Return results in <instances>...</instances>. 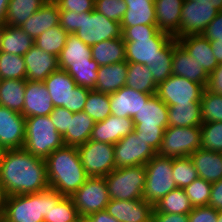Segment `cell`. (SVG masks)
I'll list each match as a JSON object with an SVG mask.
<instances>
[{
  "label": "cell",
  "mask_w": 222,
  "mask_h": 222,
  "mask_svg": "<svg viewBox=\"0 0 222 222\" xmlns=\"http://www.w3.org/2000/svg\"><path fill=\"white\" fill-rule=\"evenodd\" d=\"M26 80L3 79L0 82V106L23 112Z\"/></svg>",
  "instance_id": "cell-34"
},
{
  "label": "cell",
  "mask_w": 222,
  "mask_h": 222,
  "mask_svg": "<svg viewBox=\"0 0 222 222\" xmlns=\"http://www.w3.org/2000/svg\"><path fill=\"white\" fill-rule=\"evenodd\" d=\"M77 149L81 163L89 177H105L116 168L113 144L89 139Z\"/></svg>",
  "instance_id": "cell-12"
},
{
  "label": "cell",
  "mask_w": 222,
  "mask_h": 222,
  "mask_svg": "<svg viewBox=\"0 0 222 222\" xmlns=\"http://www.w3.org/2000/svg\"><path fill=\"white\" fill-rule=\"evenodd\" d=\"M193 209L183 188L170 191L154 206V212L189 214Z\"/></svg>",
  "instance_id": "cell-39"
},
{
  "label": "cell",
  "mask_w": 222,
  "mask_h": 222,
  "mask_svg": "<svg viewBox=\"0 0 222 222\" xmlns=\"http://www.w3.org/2000/svg\"><path fill=\"white\" fill-rule=\"evenodd\" d=\"M98 69V63L92 60L90 64L70 65L65 71L77 85L94 90L98 79Z\"/></svg>",
  "instance_id": "cell-44"
},
{
  "label": "cell",
  "mask_w": 222,
  "mask_h": 222,
  "mask_svg": "<svg viewBox=\"0 0 222 222\" xmlns=\"http://www.w3.org/2000/svg\"><path fill=\"white\" fill-rule=\"evenodd\" d=\"M92 60L91 47L75 34H68L66 44L58 56L59 69L65 70L70 65L90 64Z\"/></svg>",
  "instance_id": "cell-29"
},
{
  "label": "cell",
  "mask_w": 222,
  "mask_h": 222,
  "mask_svg": "<svg viewBox=\"0 0 222 222\" xmlns=\"http://www.w3.org/2000/svg\"><path fill=\"white\" fill-rule=\"evenodd\" d=\"M127 62L99 66L95 91L111 94L126 85Z\"/></svg>",
  "instance_id": "cell-28"
},
{
  "label": "cell",
  "mask_w": 222,
  "mask_h": 222,
  "mask_svg": "<svg viewBox=\"0 0 222 222\" xmlns=\"http://www.w3.org/2000/svg\"><path fill=\"white\" fill-rule=\"evenodd\" d=\"M68 33L60 26L51 27L35 40V45L43 51L59 56L66 44Z\"/></svg>",
  "instance_id": "cell-40"
},
{
  "label": "cell",
  "mask_w": 222,
  "mask_h": 222,
  "mask_svg": "<svg viewBox=\"0 0 222 222\" xmlns=\"http://www.w3.org/2000/svg\"><path fill=\"white\" fill-rule=\"evenodd\" d=\"M54 110L48 89L43 81L26 80L24 106L21 113L25 118L33 116H47Z\"/></svg>",
  "instance_id": "cell-20"
},
{
  "label": "cell",
  "mask_w": 222,
  "mask_h": 222,
  "mask_svg": "<svg viewBox=\"0 0 222 222\" xmlns=\"http://www.w3.org/2000/svg\"><path fill=\"white\" fill-rule=\"evenodd\" d=\"M218 211L211 206L193 207L188 214L189 222H217Z\"/></svg>",
  "instance_id": "cell-52"
},
{
  "label": "cell",
  "mask_w": 222,
  "mask_h": 222,
  "mask_svg": "<svg viewBox=\"0 0 222 222\" xmlns=\"http://www.w3.org/2000/svg\"><path fill=\"white\" fill-rule=\"evenodd\" d=\"M94 124L95 121L84 111L73 113L68 131L63 136L64 144L73 147L83 145L90 139Z\"/></svg>",
  "instance_id": "cell-30"
},
{
  "label": "cell",
  "mask_w": 222,
  "mask_h": 222,
  "mask_svg": "<svg viewBox=\"0 0 222 222\" xmlns=\"http://www.w3.org/2000/svg\"><path fill=\"white\" fill-rule=\"evenodd\" d=\"M200 104L202 123L222 122V95L204 89Z\"/></svg>",
  "instance_id": "cell-46"
},
{
  "label": "cell",
  "mask_w": 222,
  "mask_h": 222,
  "mask_svg": "<svg viewBox=\"0 0 222 222\" xmlns=\"http://www.w3.org/2000/svg\"><path fill=\"white\" fill-rule=\"evenodd\" d=\"M132 119L135 125L133 132L158 153L164 130L168 127V106L155 94Z\"/></svg>",
  "instance_id": "cell-6"
},
{
  "label": "cell",
  "mask_w": 222,
  "mask_h": 222,
  "mask_svg": "<svg viewBox=\"0 0 222 222\" xmlns=\"http://www.w3.org/2000/svg\"><path fill=\"white\" fill-rule=\"evenodd\" d=\"M198 149H201L200 126H168L157 154L171 158L188 157Z\"/></svg>",
  "instance_id": "cell-11"
},
{
  "label": "cell",
  "mask_w": 222,
  "mask_h": 222,
  "mask_svg": "<svg viewBox=\"0 0 222 222\" xmlns=\"http://www.w3.org/2000/svg\"><path fill=\"white\" fill-rule=\"evenodd\" d=\"M5 24H0V44H1V36L3 33V28H4Z\"/></svg>",
  "instance_id": "cell-65"
},
{
  "label": "cell",
  "mask_w": 222,
  "mask_h": 222,
  "mask_svg": "<svg viewBox=\"0 0 222 222\" xmlns=\"http://www.w3.org/2000/svg\"><path fill=\"white\" fill-rule=\"evenodd\" d=\"M54 107H64L69 110L70 93L76 88L77 83L65 71L58 69L51 73L44 81Z\"/></svg>",
  "instance_id": "cell-26"
},
{
  "label": "cell",
  "mask_w": 222,
  "mask_h": 222,
  "mask_svg": "<svg viewBox=\"0 0 222 222\" xmlns=\"http://www.w3.org/2000/svg\"><path fill=\"white\" fill-rule=\"evenodd\" d=\"M126 62L150 66L174 37L158 30L156 25L121 27Z\"/></svg>",
  "instance_id": "cell-4"
},
{
  "label": "cell",
  "mask_w": 222,
  "mask_h": 222,
  "mask_svg": "<svg viewBox=\"0 0 222 222\" xmlns=\"http://www.w3.org/2000/svg\"><path fill=\"white\" fill-rule=\"evenodd\" d=\"M217 222H222V211H218Z\"/></svg>",
  "instance_id": "cell-64"
},
{
  "label": "cell",
  "mask_w": 222,
  "mask_h": 222,
  "mask_svg": "<svg viewBox=\"0 0 222 222\" xmlns=\"http://www.w3.org/2000/svg\"><path fill=\"white\" fill-rule=\"evenodd\" d=\"M60 26L90 47L104 40L122 38L121 24L106 18L95 9L83 13L60 11Z\"/></svg>",
  "instance_id": "cell-3"
},
{
  "label": "cell",
  "mask_w": 222,
  "mask_h": 222,
  "mask_svg": "<svg viewBox=\"0 0 222 222\" xmlns=\"http://www.w3.org/2000/svg\"><path fill=\"white\" fill-rule=\"evenodd\" d=\"M34 44L35 40L20 27L4 26L0 44L1 52L24 56Z\"/></svg>",
  "instance_id": "cell-32"
},
{
  "label": "cell",
  "mask_w": 222,
  "mask_h": 222,
  "mask_svg": "<svg viewBox=\"0 0 222 222\" xmlns=\"http://www.w3.org/2000/svg\"><path fill=\"white\" fill-rule=\"evenodd\" d=\"M49 0H9L5 25L20 27Z\"/></svg>",
  "instance_id": "cell-37"
},
{
  "label": "cell",
  "mask_w": 222,
  "mask_h": 222,
  "mask_svg": "<svg viewBox=\"0 0 222 222\" xmlns=\"http://www.w3.org/2000/svg\"><path fill=\"white\" fill-rule=\"evenodd\" d=\"M125 3L154 2V0H124Z\"/></svg>",
  "instance_id": "cell-62"
},
{
  "label": "cell",
  "mask_w": 222,
  "mask_h": 222,
  "mask_svg": "<svg viewBox=\"0 0 222 222\" xmlns=\"http://www.w3.org/2000/svg\"><path fill=\"white\" fill-rule=\"evenodd\" d=\"M92 59L99 66L126 61L125 43L122 38L104 40L91 46Z\"/></svg>",
  "instance_id": "cell-31"
},
{
  "label": "cell",
  "mask_w": 222,
  "mask_h": 222,
  "mask_svg": "<svg viewBox=\"0 0 222 222\" xmlns=\"http://www.w3.org/2000/svg\"><path fill=\"white\" fill-rule=\"evenodd\" d=\"M59 11H74L76 13L91 12L94 10L95 0H53Z\"/></svg>",
  "instance_id": "cell-50"
},
{
  "label": "cell",
  "mask_w": 222,
  "mask_h": 222,
  "mask_svg": "<svg viewBox=\"0 0 222 222\" xmlns=\"http://www.w3.org/2000/svg\"><path fill=\"white\" fill-rule=\"evenodd\" d=\"M201 127V148L222 153V122H206Z\"/></svg>",
  "instance_id": "cell-47"
},
{
  "label": "cell",
  "mask_w": 222,
  "mask_h": 222,
  "mask_svg": "<svg viewBox=\"0 0 222 222\" xmlns=\"http://www.w3.org/2000/svg\"><path fill=\"white\" fill-rule=\"evenodd\" d=\"M26 80L44 81L59 69L58 57L39 49L35 44L24 54Z\"/></svg>",
  "instance_id": "cell-21"
},
{
  "label": "cell",
  "mask_w": 222,
  "mask_h": 222,
  "mask_svg": "<svg viewBox=\"0 0 222 222\" xmlns=\"http://www.w3.org/2000/svg\"><path fill=\"white\" fill-rule=\"evenodd\" d=\"M205 89L214 94L222 95V63L209 73Z\"/></svg>",
  "instance_id": "cell-55"
},
{
  "label": "cell",
  "mask_w": 222,
  "mask_h": 222,
  "mask_svg": "<svg viewBox=\"0 0 222 222\" xmlns=\"http://www.w3.org/2000/svg\"><path fill=\"white\" fill-rule=\"evenodd\" d=\"M204 87L184 77L171 75L157 85L156 95L168 106L200 103Z\"/></svg>",
  "instance_id": "cell-14"
},
{
  "label": "cell",
  "mask_w": 222,
  "mask_h": 222,
  "mask_svg": "<svg viewBox=\"0 0 222 222\" xmlns=\"http://www.w3.org/2000/svg\"><path fill=\"white\" fill-rule=\"evenodd\" d=\"M52 189L8 196L0 212V222H44L51 209Z\"/></svg>",
  "instance_id": "cell-5"
},
{
  "label": "cell",
  "mask_w": 222,
  "mask_h": 222,
  "mask_svg": "<svg viewBox=\"0 0 222 222\" xmlns=\"http://www.w3.org/2000/svg\"><path fill=\"white\" fill-rule=\"evenodd\" d=\"M88 218L92 222H119L114 217L109 215L106 210H101L99 212L93 213Z\"/></svg>",
  "instance_id": "cell-58"
},
{
  "label": "cell",
  "mask_w": 222,
  "mask_h": 222,
  "mask_svg": "<svg viewBox=\"0 0 222 222\" xmlns=\"http://www.w3.org/2000/svg\"><path fill=\"white\" fill-rule=\"evenodd\" d=\"M208 206H211L217 211H222V179L212 183Z\"/></svg>",
  "instance_id": "cell-56"
},
{
  "label": "cell",
  "mask_w": 222,
  "mask_h": 222,
  "mask_svg": "<svg viewBox=\"0 0 222 222\" xmlns=\"http://www.w3.org/2000/svg\"><path fill=\"white\" fill-rule=\"evenodd\" d=\"M25 142V117L0 106V145L4 150L22 149Z\"/></svg>",
  "instance_id": "cell-16"
},
{
  "label": "cell",
  "mask_w": 222,
  "mask_h": 222,
  "mask_svg": "<svg viewBox=\"0 0 222 222\" xmlns=\"http://www.w3.org/2000/svg\"><path fill=\"white\" fill-rule=\"evenodd\" d=\"M172 178L177 188H185L198 178L197 170L191 158H172Z\"/></svg>",
  "instance_id": "cell-43"
},
{
  "label": "cell",
  "mask_w": 222,
  "mask_h": 222,
  "mask_svg": "<svg viewBox=\"0 0 222 222\" xmlns=\"http://www.w3.org/2000/svg\"><path fill=\"white\" fill-rule=\"evenodd\" d=\"M0 78L26 80V64L23 56L0 51Z\"/></svg>",
  "instance_id": "cell-42"
},
{
  "label": "cell",
  "mask_w": 222,
  "mask_h": 222,
  "mask_svg": "<svg viewBox=\"0 0 222 222\" xmlns=\"http://www.w3.org/2000/svg\"><path fill=\"white\" fill-rule=\"evenodd\" d=\"M134 126L131 117L122 118L111 114L105 120L95 122L90 140L114 145L133 132Z\"/></svg>",
  "instance_id": "cell-19"
},
{
  "label": "cell",
  "mask_w": 222,
  "mask_h": 222,
  "mask_svg": "<svg viewBox=\"0 0 222 222\" xmlns=\"http://www.w3.org/2000/svg\"><path fill=\"white\" fill-rule=\"evenodd\" d=\"M49 116L57 131L64 136L68 131L70 117H73V112L65 109L64 107H54V110Z\"/></svg>",
  "instance_id": "cell-51"
},
{
  "label": "cell",
  "mask_w": 222,
  "mask_h": 222,
  "mask_svg": "<svg viewBox=\"0 0 222 222\" xmlns=\"http://www.w3.org/2000/svg\"><path fill=\"white\" fill-rule=\"evenodd\" d=\"M77 222H92L88 217H80Z\"/></svg>",
  "instance_id": "cell-63"
},
{
  "label": "cell",
  "mask_w": 222,
  "mask_h": 222,
  "mask_svg": "<svg viewBox=\"0 0 222 222\" xmlns=\"http://www.w3.org/2000/svg\"><path fill=\"white\" fill-rule=\"evenodd\" d=\"M83 111L95 122L105 120L111 115L109 94L91 90L87 96Z\"/></svg>",
  "instance_id": "cell-41"
},
{
  "label": "cell",
  "mask_w": 222,
  "mask_h": 222,
  "mask_svg": "<svg viewBox=\"0 0 222 222\" xmlns=\"http://www.w3.org/2000/svg\"><path fill=\"white\" fill-rule=\"evenodd\" d=\"M49 188L71 197L89 177L81 163L77 147L64 145L46 159Z\"/></svg>",
  "instance_id": "cell-2"
},
{
  "label": "cell",
  "mask_w": 222,
  "mask_h": 222,
  "mask_svg": "<svg viewBox=\"0 0 222 222\" xmlns=\"http://www.w3.org/2000/svg\"><path fill=\"white\" fill-rule=\"evenodd\" d=\"M173 60V40L161 50L153 63L148 66L150 73L153 75L155 83L158 85L172 75Z\"/></svg>",
  "instance_id": "cell-45"
},
{
  "label": "cell",
  "mask_w": 222,
  "mask_h": 222,
  "mask_svg": "<svg viewBox=\"0 0 222 222\" xmlns=\"http://www.w3.org/2000/svg\"><path fill=\"white\" fill-rule=\"evenodd\" d=\"M202 35L209 41H222V11L217 13Z\"/></svg>",
  "instance_id": "cell-54"
},
{
  "label": "cell",
  "mask_w": 222,
  "mask_h": 222,
  "mask_svg": "<svg viewBox=\"0 0 222 222\" xmlns=\"http://www.w3.org/2000/svg\"><path fill=\"white\" fill-rule=\"evenodd\" d=\"M127 11L120 22L121 27L156 25L154 2L126 3Z\"/></svg>",
  "instance_id": "cell-35"
},
{
  "label": "cell",
  "mask_w": 222,
  "mask_h": 222,
  "mask_svg": "<svg viewBox=\"0 0 222 222\" xmlns=\"http://www.w3.org/2000/svg\"><path fill=\"white\" fill-rule=\"evenodd\" d=\"M115 167L145 165L157 152L141 137L131 132L114 144Z\"/></svg>",
  "instance_id": "cell-15"
},
{
  "label": "cell",
  "mask_w": 222,
  "mask_h": 222,
  "mask_svg": "<svg viewBox=\"0 0 222 222\" xmlns=\"http://www.w3.org/2000/svg\"><path fill=\"white\" fill-rule=\"evenodd\" d=\"M79 218L72 198L52 189L51 209L44 217V222H77Z\"/></svg>",
  "instance_id": "cell-36"
},
{
  "label": "cell",
  "mask_w": 222,
  "mask_h": 222,
  "mask_svg": "<svg viewBox=\"0 0 222 222\" xmlns=\"http://www.w3.org/2000/svg\"><path fill=\"white\" fill-rule=\"evenodd\" d=\"M211 186L212 183L198 177L190 185L184 188L193 207L208 205L211 195Z\"/></svg>",
  "instance_id": "cell-48"
},
{
  "label": "cell",
  "mask_w": 222,
  "mask_h": 222,
  "mask_svg": "<svg viewBox=\"0 0 222 222\" xmlns=\"http://www.w3.org/2000/svg\"><path fill=\"white\" fill-rule=\"evenodd\" d=\"M7 197H8V195L5 191L3 183L0 180V212L5 204V201L7 200Z\"/></svg>",
  "instance_id": "cell-61"
},
{
  "label": "cell",
  "mask_w": 222,
  "mask_h": 222,
  "mask_svg": "<svg viewBox=\"0 0 222 222\" xmlns=\"http://www.w3.org/2000/svg\"><path fill=\"white\" fill-rule=\"evenodd\" d=\"M177 42L208 74L219 65L212 51L210 41L202 34L186 35L177 38Z\"/></svg>",
  "instance_id": "cell-25"
},
{
  "label": "cell",
  "mask_w": 222,
  "mask_h": 222,
  "mask_svg": "<svg viewBox=\"0 0 222 222\" xmlns=\"http://www.w3.org/2000/svg\"><path fill=\"white\" fill-rule=\"evenodd\" d=\"M189 157L194 163L199 178L210 183L222 179V153L201 148Z\"/></svg>",
  "instance_id": "cell-27"
},
{
  "label": "cell",
  "mask_w": 222,
  "mask_h": 222,
  "mask_svg": "<svg viewBox=\"0 0 222 222\" xmlns=\"http://www.w3.org/2000/svg\"><path fill=\"white\" fill-rule=\"evenodd\" d=\"M126 86L142 93L156 94L157 84L148 66L140 63H127Z\"/></svg>",
  "instance_id": "cell-38"
},
{
  "label": "cell",
  "mask_w": 222,
  "mask_h": 222,
  "mask_svg": "<svg viewBox=\"0 0 222 222\" xmlns=\"http://www.w3.org/2000/svg\"><path fill=\"white\" fill-rule=\"evenodd\" d=\"M201 125L200 103L168 105V126L192 127Z\"/></svg>",
  "instance_id": "cell-33"
},
{
  "label": "cell",
  "mask_w": 222,
  "mask_h": 222,
  "mask_svg": "<svg viewBox=\"0 0 222 222\" xmlns=\"http://www.w3.org/2000/svg\"><path fill=\"white\" fill-rule=\"evenodd\" d=\"M94 9L106 18L120 23L127 5L124 0H95Z\"/></svg>",
  "instance_id": "cell-49"
},
{
  "label": "cell",
  "mask_w": 222,
  "mask_h": 222,
  "mask_svg": "<svg viewBox=\"0 0 222 222\" xmlns=\"http://www.w3.org/2000/svg\"><path fill=\"white\" fill-rule=\"evenodd\" d=\"M60 25V11L58 5L49 0L31 17H29L20 28L33 40L51 27Z\"/></svg>",
  "instance_id": "cell-23"
},
{
  "label": "cell",
  "mask_w": 222,
  "mask_h": 222,
  "mask_svg": "<svg viewBox=\"0 0 222 222\" xmlns=\"http://www.w3.org/2000/svg\"><path fill=\"white\" fill-rule=\"evenodd\" d=\"M63 136L51 122L50 116L25 118V142L23 149L41 159L64 146Z\"/></svg>",
  "instance_id": "cell-7"
},
{
  "label": "cell",
  "mask_w": 222,
  "mask_h": 222,
  "mask_svg": "<svg viewBox=\"0 0 222 222\" xmlns=\"http://www.w3.org/2000/svg\"><path fill=\"white\" fill-rule=\"evenodd\" d=\"M105 181L110 200H140L146 182L145 165L115 168Z\"/></svg>",
  "instance_id": "cell-8"
},
{
  "label": "cell",
  "mask_w": 222,
  "mask_h": 222,
  "mask_svg": "<svg viewBox=\"0 0 222 222\" xmlns=\"http://www.w3.org/2000/svg\"><path fill=\"white\" fill-rule=\"evenodd\" d=\"M0 180L8 196L33 194L49 188L45 160L23 148L4 151Z\"/></svg>",
  "instance_id": "cell-1"
},
{
  "label": "cell",
  "mask_w": 222,
  "mask_h": 222,
  "mask_svg": "<svg viewBox=\"0 0 222 222\" xmlns=\"http://www.w3.org/2000/svg\"><path fill=\"white\" fill-rule=\"evenodd\" d=\"M152 222H189L188 214L153 212Z\"/></svg>",
  "instance_id": "cell-57"
},
{
  "label": "cell",
  "mask_w": 222,
  "mask_h": 222,
  "mask_svg": "<svg viewBox=\"0 0 222 222\" xmlns=\"http://www.w3.org/2000/svg\"><path fill=\"white\" fill-rule=\"evenodd\" d=\"M8 4L9 0H0V24H5Z\"/></svg>",
  "instance_id": "cell-60"
},
{
  "label": "cell",
  "mask_w": 222,
  "mask_h": 222,
  "mask_svg": "<svg viewBox=\"0 0 222 222\" xmlns=\"http://www.w3.org/2000/svg\"><path fill=\"white\" fill-rule=\"evenodd\" d=\"M90 91L88 88L77 85L70 93L69 111L73 113L82 112Z\"/></svg>",
  "instance_id": "cell-53"
},
{
  "label": "cell",
  "mask_w": 222,
  "mask_h": 222,
  "mask_svg": "<svg viewBox=\"0 0 222 222\" xmlns=\"http://www.w3.org/2000/svg\"><path fill=\"white\" fill-rule=\"evenodd\" d=\"M4 151H5V150H4L3 147L0 145V161H1L2 157H3Z\"/></svg>",
  "instance_id": "cell-66"
},
{
  "label": "cell",
  "mask_w": 222,
  "mask_h": 222,
  "mask_svg": "<svg viewBox=\"0 0 222 222\" xmlns=\"http://www.w3.org/2000/svg\"><path fill=\"white\" fill-rule=\"evenodd\" d=\"M153 95L155 94L142 93L125 85L109 94L111 114L133 118Z\"/></svg>",
  "instance_id": "cell-18"
},
{
  "label": "cell",
  "mask_w": 222,
  "mask_h": 222,
  "mask_svg": "<svg viewBox=\"0 0 222 222\" xmlns=\"http://www.w3.org/2000/svg\"><path fill=\"white\" fill-rule=\"evenodd\" d=\"M145 167L143 199L155 206L170 191L177 188L172 178V158L156 154Z\"/></svg>",
  "instance_id": "cell-9"
},
{
  "label": "cell",
  "mask_w": 222,
  "mask_h": 222,
  "mask_svg": "<svg viewBox=\"0 0 222 222\" xmlns=\"http://www.w3.org/2000/svg\"><path fill=\"white\" fill-rule=\"evenodd\" d=\"M105 210L119 222H152L154 205L144 199L110 200Z\"/></svg>",
  "instance_id": "cell-17"
},
{
  "label": "cell",
  "mask_w": 222,
  "mask_h": 222,
  "mask_svg": "<svg viewBox=\"0 0 222 222\" xmlns=\"http://www.w3.org/2000/svg\"><path fill=\"white\" fill-rule=\"evenodd\" d=\"M71 198L79 217L105 210L110 201L105 177H88Z\"/></svg>",
  "instance_id": "cell-13"
},
{
  "label": "cell",
  "mask_w": 222,
  "mask_h": 222,
  "mask_svg": "<svg viewBox=\"0 0 222 222\" xmlns=\"http://www.w3.org/2000/svg\"><path fill=\"white\" fill-rule=\"evenodd\" d=\"M184 0H154L156 26L159 31L178 38Z\"/></svg>",
  "instance_id": "cell-24"
},
{
  "label": "cell",
  "mask_w": 222,
  "mask_h": 222,
  "mask_svg": "<svg viewBox=\"0 0 222 222\" xmlns=\"http://www.w3.org/2000/svg\"><path fill=\"white\" fill-rule=\"evenodd\" d=\"M212 51L214 56L218 62V64L222 63V41H210Z\"/></svg>",
  "instance_id": "cell-59"
},
{
  "label": "cell",
  "mask_w": 222,
  "mask_h": 222,
  "mask_svg": "<svg viewBox=\"0 0 222 222\" xmlns=\"http://www.w3.org/2000/svg\"><path fill=\"white\" fill-rule=\"evenodd\" d=\"M172 74L201 84L204 88L209 76L203 67L186 52L175 38L173 39Z\"/></svg>",
  "instance_id": "cell-22"
},
{
  "label": "cell",
  "mask_w": 222,
  "mask_h": 222,
  "mask_svg": "<svg viewBox=\"0 0 222 222\" xmlns=\"http://www.w3.org/2000/svg\"><path fill=\"white\" fill-rule=\"evenodd\" d=\"M219 11L222 0H184L178 38L202 34Z\"/></svg>",
  "instance_id": "cell-10"
}]
</instances>
